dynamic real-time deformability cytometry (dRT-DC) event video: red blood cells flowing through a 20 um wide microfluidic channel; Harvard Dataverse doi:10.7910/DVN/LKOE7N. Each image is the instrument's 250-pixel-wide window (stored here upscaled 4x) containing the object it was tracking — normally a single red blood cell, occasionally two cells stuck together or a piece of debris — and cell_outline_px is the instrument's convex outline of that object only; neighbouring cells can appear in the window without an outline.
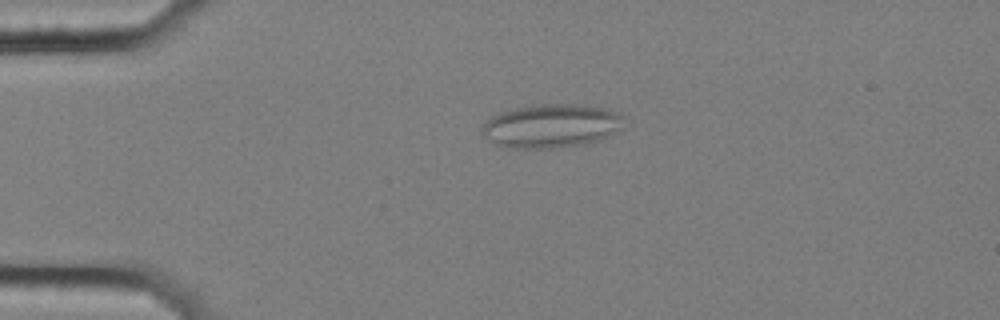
{"species": "common noctule bat (a hibernating species)", "species_latin": "Nyctalus noctula", "temperature_condition": "cold", "stored_images_in_passage": 58, "camera_frame_rate_fps": 3000, "um_per_image_px": 0.085, "animal": {"sex": "female", "body_mass_g": 25.1}, "frame": {"image": 1, "passage_image": 14, "time_ms": 4.333, "image_size_px": [1000, 320], "cell_outline_px": [[624, 116], [620, 128], [608, 136], [600, 140], [580, 144], [552, 148], [508, 148], [496, 144], [484, 136], [480, 132], [480, 128], [492, 116], [500, 112], [516, 108], [540, 104], [584, 104], [616, 112]], "centroid_in_image_um": [46.82, 10.7], "position_along_channel_um": 38.2, "area_um2": 35.84}}
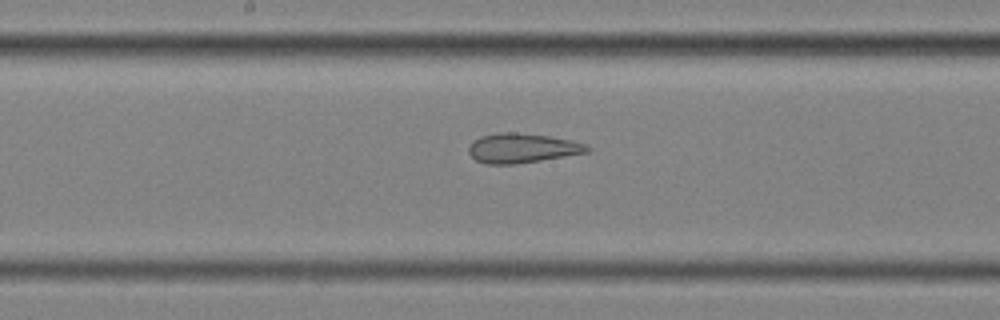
{"frame": {"image": 2, "passage_image": 31, "time_ms": 10.0, "image_size_px": [1000, 320], "cell_outline_px": [[592, 148], [588, 152], [516, 164], [484, 164], [476, 160], [468, 152], [468, 148], [472, 140], [480, 136], [500, 132], [516, 132], [548, 136], [572, 140], [588, 144]], "centroid_in_image_um": [44.37, 12.58], "position_along_channel_um": 203.8, "area_um2": 20.52}}
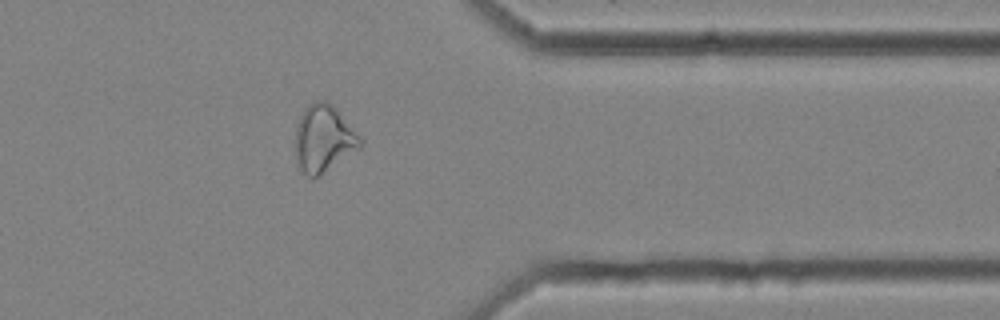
{"frame": {"image": 3, "passage_image": 47, "time_ms": 15.333, "image_size_px": [1000, 320], "cell_outline_px": [[364, 140], [360, 148], [316, 176], [308, 176], [296, 164], [296, 124], [300, 116], [308, 104], [316, 100], [328, 100], [336, 108]], "centroid_in_image_um": [27.51, 11.73], "position_along_channel_um": 383.9, "area_um2": 25.09}, "authors_computed_cell_mechanics": {"area_um2": 26.7903, "velocity_mm_per_s": 3.5449, "shape_relaxation_time_tau1_ms": null, "shape_relaxation_time_tau2_ms": 2.5115, "deformation_change_tau1": null, "deformation_change_tau2": 0.1328}}